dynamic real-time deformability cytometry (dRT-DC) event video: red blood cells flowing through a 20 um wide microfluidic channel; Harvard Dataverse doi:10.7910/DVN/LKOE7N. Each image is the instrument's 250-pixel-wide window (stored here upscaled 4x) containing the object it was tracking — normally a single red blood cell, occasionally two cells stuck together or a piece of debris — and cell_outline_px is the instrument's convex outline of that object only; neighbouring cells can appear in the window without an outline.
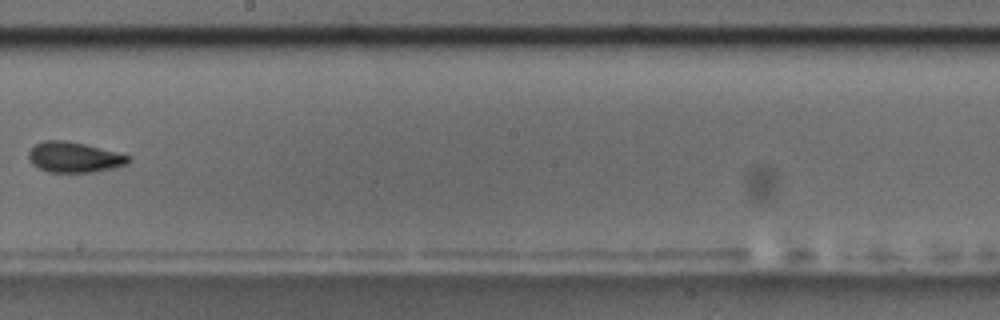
{"species": "common noctule bat (a hibernating species)", "species_latin": "Nyctalus noctula", "temperature_condition": "room temperature", "stored_images_in_passage": 10, "camera_frame_rate_fps": 3000, "um_per_image_px": 0.085, "animal": {"sex": "male", "body_mass_g": 17.5, "forearm_length_mm": 52.3}, "frame": {"image": 1, "passage_image": 9, "time_ms": 9.333, "image_size_px": [1000, 320], "cell_outline_px": [[132, 160], [128, 164], [112, 168], [92, 172], [48, 172], [32, 164], [28, 156], [28, 152], [36, 144], [44, 140], [68, 140], [132, 156]], "centroid_in_image_um": [6.32, 13.36], "position_along_channel_um": 241.9, "area_um2": 17.69}}
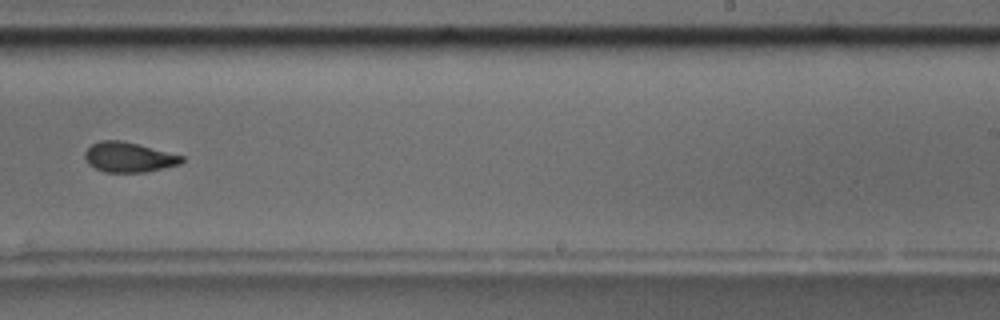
{"frame": {"image": 2, "passage_image": 10, "time_ms": 10.333, "image_size_px": [1000, 320], "cell_outline_px": [[184, 160], [180, 164], [144, 172], [104, 172], [88, 164], [84, 156], [84, 152], [92, 144], [100, 140], [124, 140], [184, 156]], "centroid_in_image_um": [10.93, 13.35], "position_along_channel_um": 278.1, "area_um2": 16.94}}